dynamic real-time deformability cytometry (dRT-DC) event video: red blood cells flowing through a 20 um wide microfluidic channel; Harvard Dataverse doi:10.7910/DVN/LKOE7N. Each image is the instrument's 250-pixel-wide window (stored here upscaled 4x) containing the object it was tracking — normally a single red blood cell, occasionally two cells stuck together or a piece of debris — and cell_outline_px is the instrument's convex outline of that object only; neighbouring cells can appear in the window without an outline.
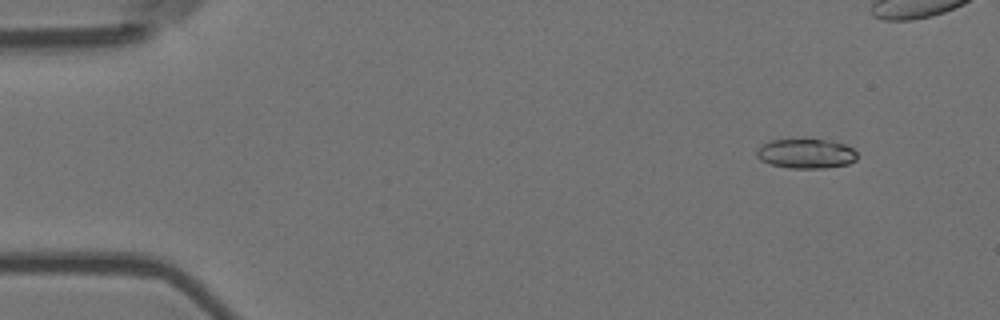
{"species": "Egyptian fruit bat (a non-hibernating species)", "species_latin": "Rousettus aegyptiacus", "temperature_condition": "room temperature", "stored_images_in_passage": 6, "camera_frame_rate_fps": 3000, "um_per_image_px": 0.085, "animal": {"sex": "female"}, "frame": {"image": 1, "passage_image": 2, "time_ms": 0.333, "image_size_px": [1000, 320], "cell_outline_px": [[856, 160], [848, 164], [824, 168], [788, 168], [768, 164], [760, 160], [756, 156], [756, 148], [772, 140], [824, 140], [844, 144], [852, 148], [856, 152]], "centroid_in_image_um": [68.47, 13.08], "position_along_channel_um": 16.5, "area_um2": 17.22}}